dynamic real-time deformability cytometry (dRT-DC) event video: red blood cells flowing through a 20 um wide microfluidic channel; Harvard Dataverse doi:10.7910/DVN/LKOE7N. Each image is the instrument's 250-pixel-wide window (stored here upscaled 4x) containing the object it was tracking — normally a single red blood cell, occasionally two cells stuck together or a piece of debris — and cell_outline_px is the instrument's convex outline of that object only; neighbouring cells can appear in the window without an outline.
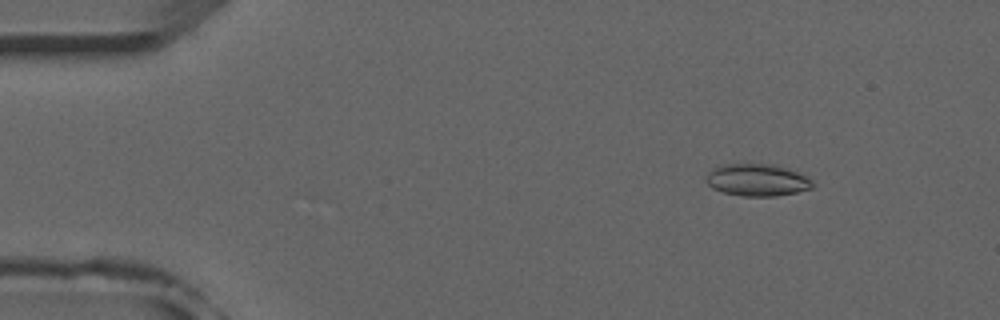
{"species": "common noctule bat (a hibernating species)", "species_latin": "Nyctalus noctula", "temperature_condition": "room temperature", "stored_images_in_passage": 33, "camera_frame_rate_fps": 3000, "um_per_image_px": 0.085, "animal": {"sex": "male", "forearm_length_mm": 52.5}, "frame": {"image": 1, "passage_image": 7, "time_ms": 2.0, "image_size_px": [1000, 320], "cell_outline_px": [[816, 184], [812, 188], [796, 192], [776, 196], [744, 196], [724, 192], [712, 188], [708, 184], [708, 172], [712, 168], [720, 164], [772, 164], [788, 168], [812, 180]], "centroid_in_image_um": [64.37, 15.29], "position_along_channel_um": 20.6, "area_um2": 19.83}}
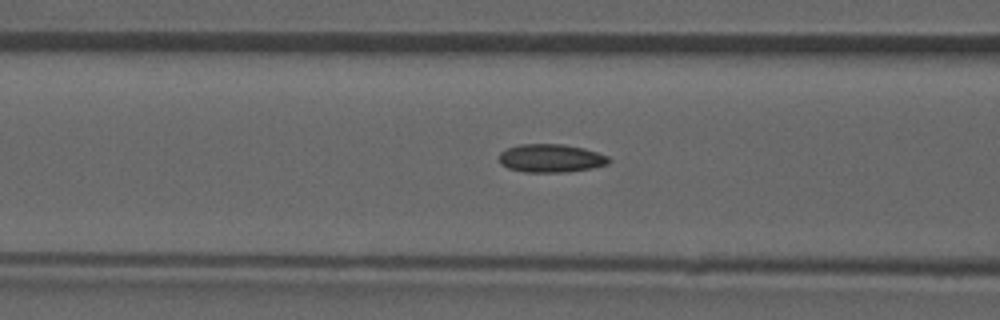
{"frame": {"image": 2, "passage_image": 21, "time_ms": 6.667, "image_size_px": [1000, 320], "cell_outline_px": [[612, 160], [608, 164], [592, 168], [564, 172], [524, 172], [508, 168], [500, 164], [500, 152], [508, 148], [520, 144], [564, 144], [584, 148], [608, 156]], "centroid_in_image_um": [46.84, 13.45], "position_along_channel_um": 119.8, "area_um2": 18.09}}
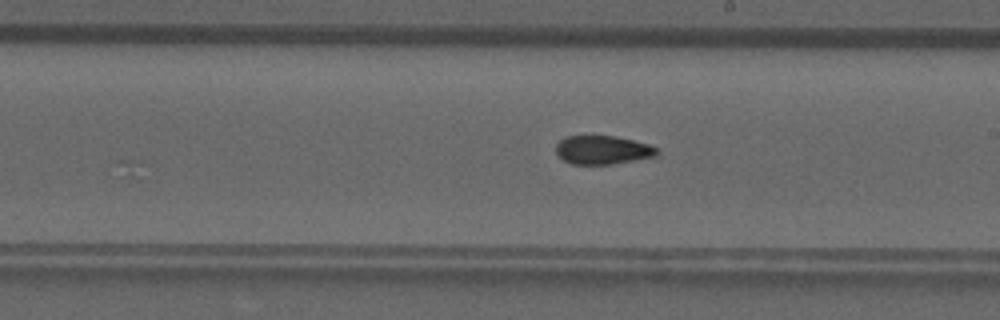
{"frame": {"image": 3, "passage_image": 30, "time_ms": 9.667, "image_size_px": [1000, 320], "cell_outline_px": [[660, 152], [656, 156], [612, 164], [572, 164], [564, 160], [556, 152], [556, 144], [560, 140], [568, 136], [616, 136], [648, 144], [660, 148]], "centroid_in_image_um": [51.26, 12.74], "position_along_channel_um": 237.7, "area_um2": 16.82}}